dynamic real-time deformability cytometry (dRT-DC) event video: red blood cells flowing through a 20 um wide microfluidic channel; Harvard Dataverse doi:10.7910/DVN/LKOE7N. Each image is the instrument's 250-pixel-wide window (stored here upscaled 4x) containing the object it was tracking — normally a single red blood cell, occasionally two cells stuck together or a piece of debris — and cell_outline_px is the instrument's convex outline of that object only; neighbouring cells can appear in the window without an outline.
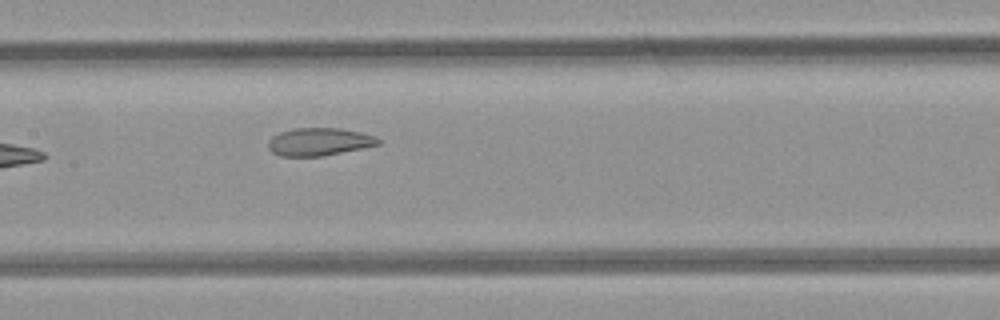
{"species": "common noctule bat (a hibernating species)", "species_latin": "Nyctalus noctula", "temperature_condition": "room temperature", "stored_images_in_passage": 8, "camera_frame_rate_fps": 3000, "um_per_image_px": 0.085, "animal": {"sex": "female", "body_mass_g": 21.9}, "frame": {"image": 1, "passage_image": 8, "time_ms": 9.0, "image_size_px": [1000, 320], "cell_outline_px": [[380, 144], [324, 156], [280, 156], [272, 152], [268, 148], [268, 140], [272, 136], [280, 132], [292, 128], [340, 128], [360, 132], [372, 136], [380, 140]], "centroid_in_image_um": [27.08, 12.05], "position_along_channel_um": 180.3, "area_um2": 17.74}}